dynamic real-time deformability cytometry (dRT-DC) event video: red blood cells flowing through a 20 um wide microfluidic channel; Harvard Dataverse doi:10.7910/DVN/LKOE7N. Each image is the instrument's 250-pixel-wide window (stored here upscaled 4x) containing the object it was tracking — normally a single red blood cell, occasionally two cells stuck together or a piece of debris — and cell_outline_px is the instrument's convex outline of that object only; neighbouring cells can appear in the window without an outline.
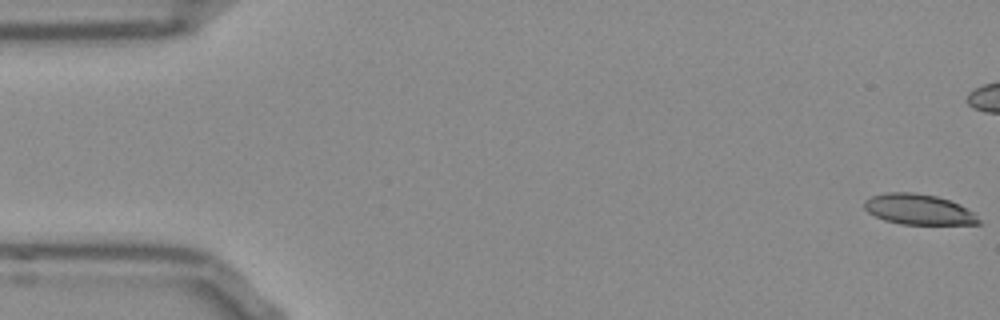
{"species": "Egyptian fruit bat (a non-hibernating species)", "species_latin": "Rousettus aegyptiacus", "temperature_condition": "room temperature", "stored_images_in_passage": 54, "camera_frame_rate_fps": 3000, "um_per_image_px": 0.085, "frame": {"image": 1, "passage_image": 1, "time_ms": 0.0, "image_size_px": [1000, 320], "cell_outline_px": [[980, 224], [900, 224], [884, 220], [868, 212], [864, 208], [864, 200], [872, 196], [888, 192], [916, 192], [936, 196], [960, 204], [976, 212], [980, 220]], "centroid_in_image_um": [78.11, 17.79], "position_along_channel_um": 6.9, "area_um2": 20.46}}
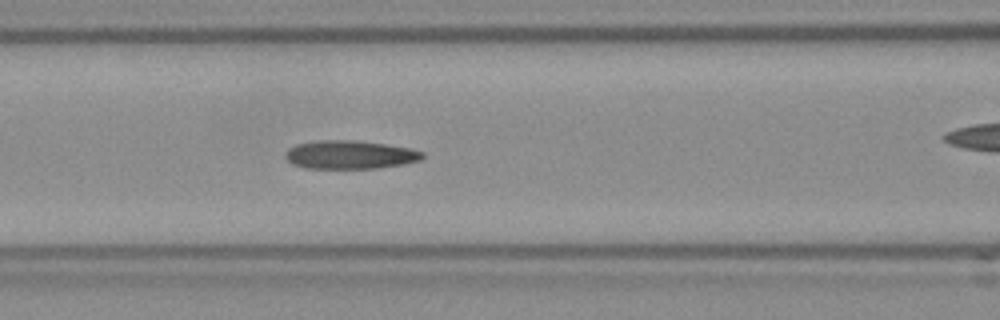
{"frame": {"image": 2, "passage_image": 22, "time_ms": 7.0, "image_size_px": [1000, 320], "cell_outline_px": [[424, 156], [420, 160], [404, 164], [376, 168], [304, 168], [292, 164], [284, 156], [284, 152], [288, 148], [296, 144], [320, 140], [352, 140], [384, 144], [412, 148], [424, 152]], "centroid_in_image_um": [29.73, 13.15], "position_along_channel_um": 136.9, "area_um2": 22.77}}
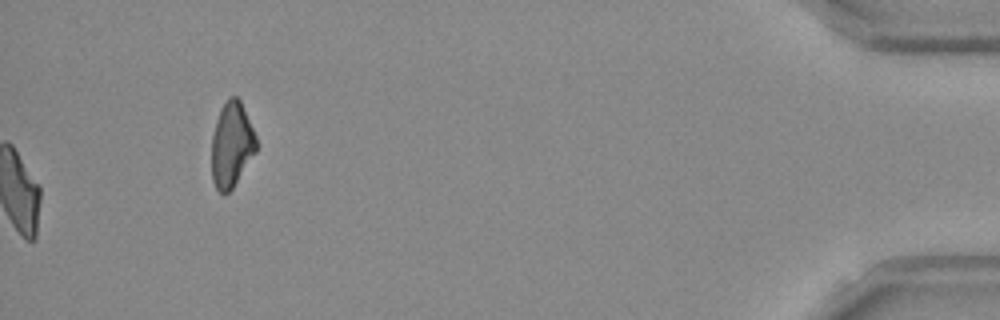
{"frame": {"image": 3, "passage_image": 54, "time_ms": 17.667, "image_size_px": [1000, 320], "cell_outline_px": [[256, 152], [232, 188], [228, 192], [220, 192], [216, 188], [212, 180], [212, 136], [216, 120], [220, 108], [228, 96], [236, 96], [240, 100], [256, 136]], "centroid_in_image_um": [19.68, 12.27], "position_along_channel_um": 415.5, "area_um2": 21.96}, "authors_computed_cell_mechanics": {"area_um2": 22.253, "velocity_mm_per_s": 3.8158, "shape_relaxation_time_tau1_ms": null, "shape_relaxation_time_tau2_ms": 3.7042, "deformation_change_tau1": null, "deformation_change_tau2": 0.1259}}